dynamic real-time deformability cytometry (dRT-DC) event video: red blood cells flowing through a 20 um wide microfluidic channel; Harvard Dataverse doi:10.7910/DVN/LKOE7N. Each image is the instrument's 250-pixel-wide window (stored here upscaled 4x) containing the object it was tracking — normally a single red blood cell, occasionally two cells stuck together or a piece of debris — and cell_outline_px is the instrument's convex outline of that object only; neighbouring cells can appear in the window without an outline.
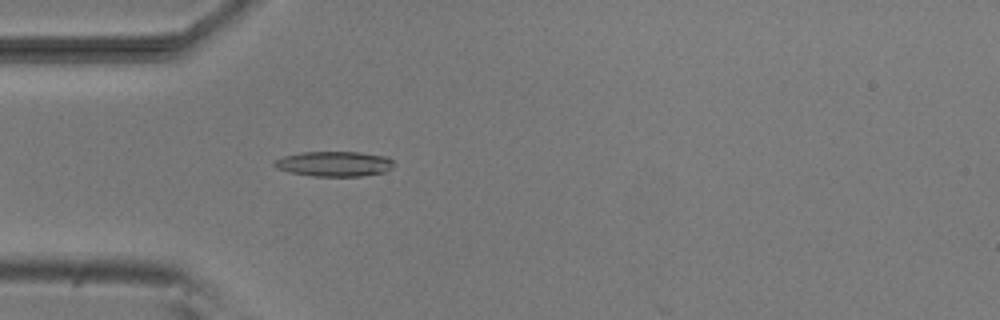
{"species": "common noctule bat (a hibernating species)", "species_latin": "Nyctalus noctula", "temperature_condition": "room temperature", "stored_images_in_passage": 46, "camera_frame_rate_fps": 3000, "um_per_image_px": 0.085, "animal": {"sex": "male", "body_mass_g": 20.5, "forearm_length_mm": 52.5}, "frame": {"image": 1, "passage_image": 14, "time_ms": 4.333, "image_size_px": [1000, 320], "cell_outline_px": [[392, 168], [384, 172], [360, 176], [312, 176], [288, 172], [276, 168], [272, 164], [272, 160], [284, 156], [304, 152], [360, 152], [388, 156], [392, 160]], "centroid_in_image_um": [28.38, 13.92], "position_along_channel_um": 56.6, "area_um2": 17.57}}
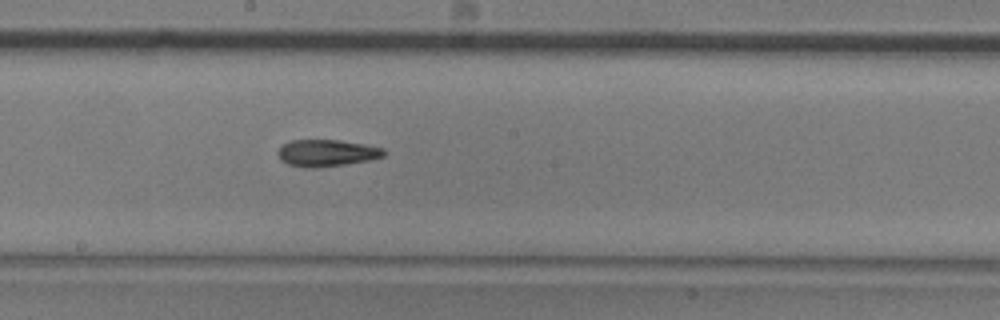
{"frame": {"image": 2, "passage_image": 27, "time_ms": 8.667, "image_size_px": [1000, 320], "cell_outline_px": [[384, 156], [368, 160], [344, 164], [316, 168], [308, 168], [288, 164], [280, 160], [276, 152], [284, 144], [292, 140], [340, 140], [364, 144], [384, 148]], "centroid_in_image_um": [27.74, 13.0], "position_along_channel_um": 220.5, "area_um2": 16.47}}
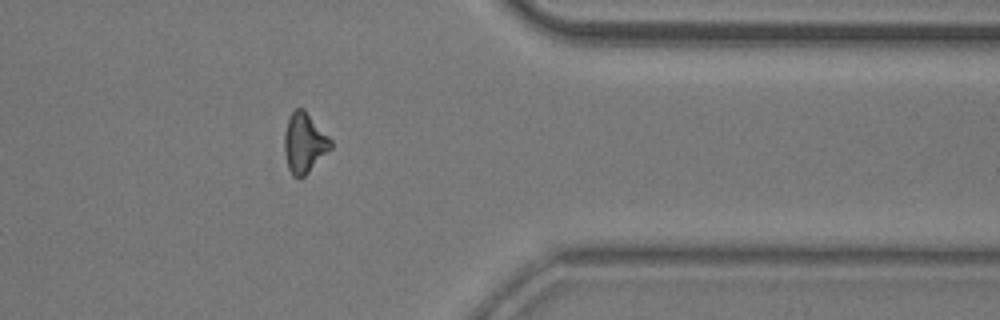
{"frame": {"image": 3, "passage_image": 41, "time_ms": 13.333, "image_size_px": [1000, 320], "cell_outline_px": [[332, 148], [300, 180], [292, 176], [288, 168], [284, 152], [284, 132], [288, 116], [296, 108], [304, 108], [332, 140]], "centroid_in_image_um": [25.85, 12.15], "position_along_channel_um": 385.6, "area_um2": 16.42}}